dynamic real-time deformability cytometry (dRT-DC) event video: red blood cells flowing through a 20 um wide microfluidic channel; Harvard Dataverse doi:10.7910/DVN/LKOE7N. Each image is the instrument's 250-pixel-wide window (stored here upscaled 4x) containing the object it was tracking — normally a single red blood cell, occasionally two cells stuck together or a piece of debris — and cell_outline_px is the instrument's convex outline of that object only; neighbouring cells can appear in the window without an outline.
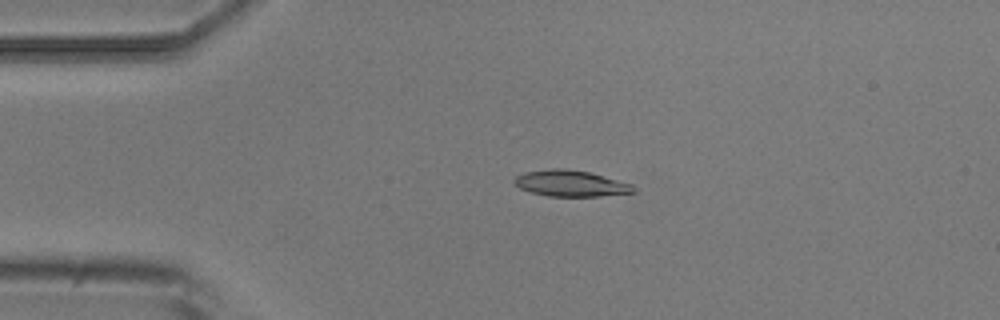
{"species": "common noctule bat (a hibernating species)", "species_latin": "Nyctalus noctula", "temperature_condition": "room temperature", "stored_images_in_passage": 4, "camera_frame_rate_fps": 3000, "um_per_image_px": 0.085, "animal": {"sex": "male", "body_mass_g": 20.5, "forearm_length_mm": 52.5}, "frame": {"image": 1, "passage_image": 3, "time_ms": 3.0, "image_size_px": [1000, 320], "cell_outline_px": [[636, 192], [600, 196], [548, 196], [532, 192], [520, 188], [512, 180], [516, 176], [524, 172], [552, 168], [564, 168], [588, 172], [632, 184], [636, 188]], "centroid_in_image_um": [48.5, 15.59], "position_along_channel_um": 36.5, "area_um2": 18.03}}